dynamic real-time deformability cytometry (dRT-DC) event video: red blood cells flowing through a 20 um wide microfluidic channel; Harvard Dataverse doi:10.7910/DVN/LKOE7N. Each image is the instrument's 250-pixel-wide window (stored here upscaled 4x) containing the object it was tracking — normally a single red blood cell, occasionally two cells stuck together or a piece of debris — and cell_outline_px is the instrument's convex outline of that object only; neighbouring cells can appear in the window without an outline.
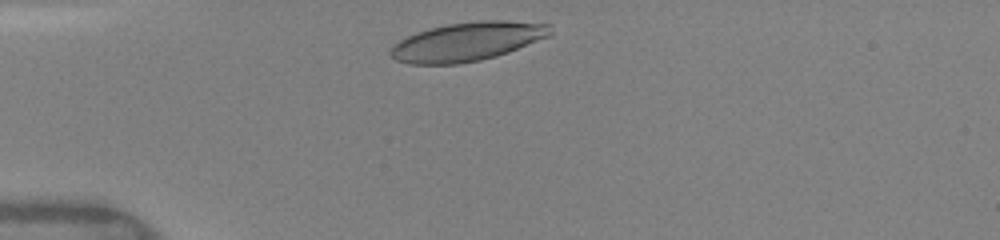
{"species": "human", "species_latin": "Homo sapiens", "temperature_condition": "warm", "stored_images_in_passage": 31, "camera_frame_rate_fps": 3000, "um_per_image_px": 0.085, "donor": {"sex": "female"}, "frame": {"image": 1, "passage_image": 2, "time_ms": 0.333, "image_size_px": [1000, 240], "cell_outline_px": [[552, 32], [548, 36], [508, 52], [496, 56], [480, 60], [456, 64], [408, 64], [396, 60], [388, 52], [400, 40], [416, 32], [448, 24], [480, 20], [504, 20], [552, 24]], "centroid_in_image_um": [39.74, 3.53], "position_along_channel_um": 45.3, "area_um2": 35.84}}
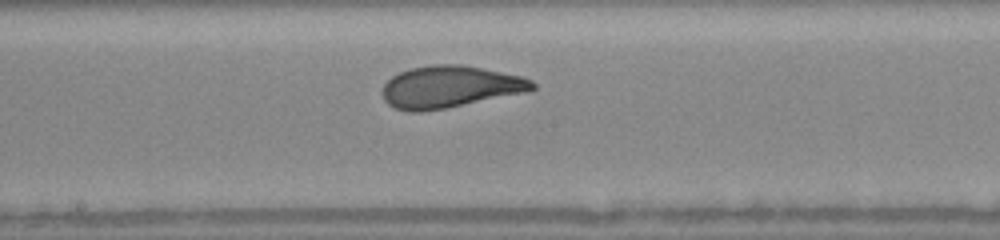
{"frame": {"image": 2, "passage_image": 16, "time_ms": 5.0, "image_size_px": [1000, 240], "cell_outline_px": [[536, 88], [520, 92], [444, 108], [420, 112], [408, 112], [396, 108], [388, 104], [384, 100], [380, 92], [384, 84], [392, 76], [400, 72], [412, 68], [432, 64], [460, 64], [520, 76], [532, 80], [536, 84]], "centroid_in_image_um": [38.14, 7.37], "position_along_channel_um": 210.1, "area_um2": 36.01}}
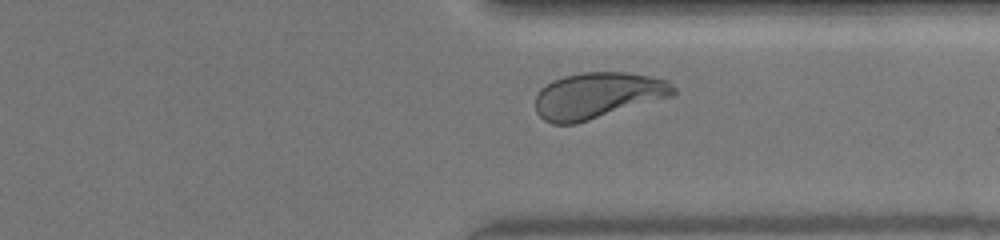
{"frame": {"image": 3, "passage_image": 27, "time_ms": 8.667, "image_size_px": [1000, 240], "cell_outline_px": [[676, 96], [576, 124], [552, 124], [544, 120], [536, 112], [536, 92], [540, 88], [552, 80], [564, 76], [584, 72], [628, 72], [652, 76], [668, 80], [676, 88]], "centroid_in_image_um": [50.84, 8.12], "position_along_channel_um": 360.6, "area_um2": 37.8}, "authors_computed_cell_mechanics": {"area_um2": 36.3562, "velocity_mm_per_s": 4.1071, "shape_relaxation_time_tau1_ms": 2.5832, "shape_relaxation_time_tau2_ms": null, "deformation_change_tau1": 0.1641, "deformation_change_tau2": null}}